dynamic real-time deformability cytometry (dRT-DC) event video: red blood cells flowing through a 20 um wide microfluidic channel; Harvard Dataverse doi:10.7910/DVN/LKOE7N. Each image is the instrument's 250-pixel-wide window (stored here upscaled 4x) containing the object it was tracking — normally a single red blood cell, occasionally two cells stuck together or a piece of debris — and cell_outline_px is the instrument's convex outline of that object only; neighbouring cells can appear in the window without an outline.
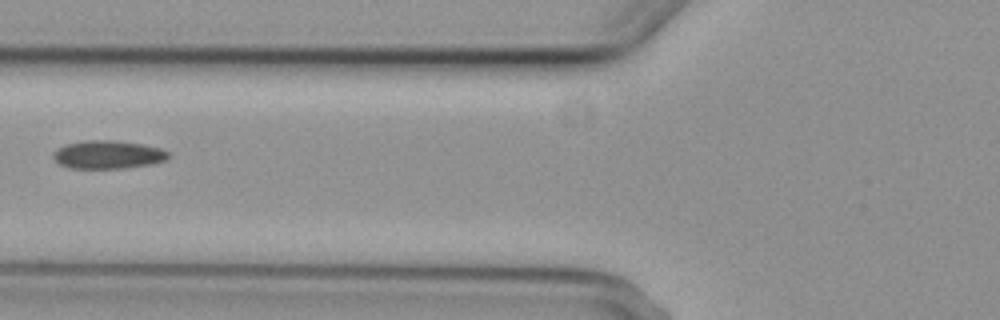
{"species": "common noctule bat (a hibernating species)", "species_latin": "Nyctalus noctula", "temperature_condition": "cold", "stored_images_in_passage": 7, "camera_frame_rate_fps": 3000, "um_per_image_px": 0.085, "animal": {"sex": "female", "body_mass_g": 29.2, "forearm_length_mm": 56.3}, "frame": {"image": 1, "passage_image": 7, "time_ms": 7.0, "image_size_px": [1000, 320], "cell_outline_px": [[168, 156], [164, 160], [148, 164], [120, 168], [72, 168], [60, 164], [52, 156], [56, 148], [64, 144], [84, 140], [116, 140], [140, 144], [160, 148], [168, 152]], "centroid_in_image_um": [9.11, 13.12], "position_along_channel_um": 116.7, "area_um2": 18.67}}